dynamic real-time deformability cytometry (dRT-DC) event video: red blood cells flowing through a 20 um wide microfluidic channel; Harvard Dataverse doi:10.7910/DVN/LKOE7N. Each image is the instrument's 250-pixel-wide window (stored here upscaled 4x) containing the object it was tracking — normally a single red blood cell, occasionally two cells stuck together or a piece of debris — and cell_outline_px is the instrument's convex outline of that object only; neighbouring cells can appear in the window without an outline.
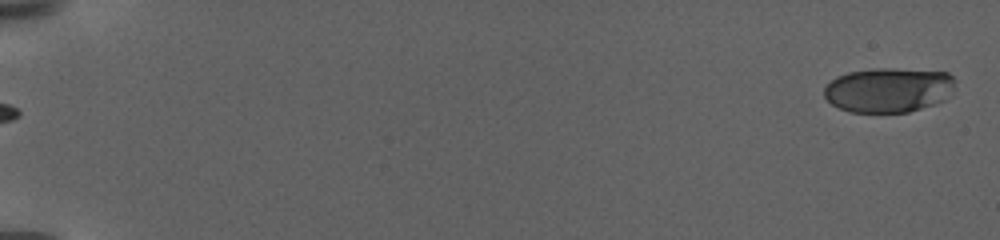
{"species": "human", "species_latin": "Homo sapiens", "temperature_condition": "warm", "stored_images_in_passage": 65, "camera_frame_rate_fps": 3000, "um_per_image_px": 0.085, "donor": {"sex": "female"}, "frame": {"image": 1, "passage_image": 1, "time_ms": 0.0, "image_size_px": [1000, 240], "cell_outline_px": [[956, 80], [952, 88], [944, 100], [908, 112], [848, 112], [832, 104], [824, 96], [824, 88], [836, 76], [848, 72], [880, 68], [888, 68], [948, 72]], "centroid_in_image_um": [75.5, 7.64], "position_along_channel_um": 9.5, "area_um2": 33.87}}
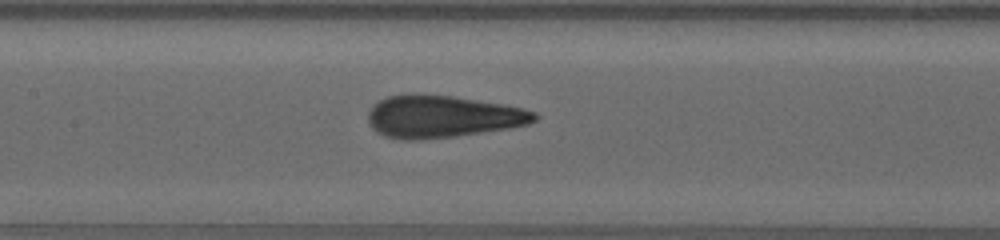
{"frame": {"image": 2, "passage_image": 34, "time_ms": 12.333, "image_size_px": [1000, 240], "cell_outline_px": [[540, 116], [536, 120], [528, 124], [512, 128], [456, 136], [424, 140], [400, 140], [384, 136], [376, 132], [372, 128], [368, 120], [368, 112], [372, 104], [388, 96], [416, 92], [424, 92], [452, 96], [504, 104], [524, 108], [536, 112]], "centroid_in_image_um": [37.59, 9.9], "position_along_channel_um": 169.8, "area_um2": 41.91}}
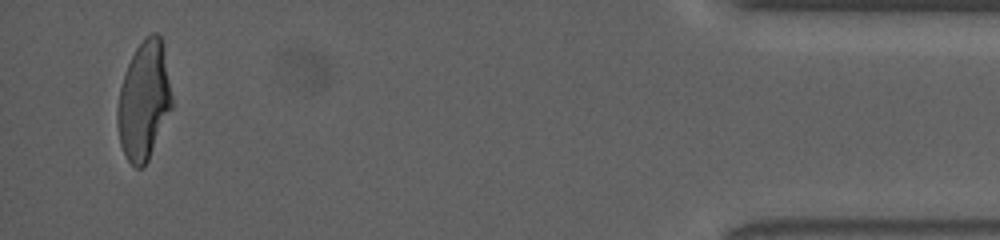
{"frame": {"image": 3, "passage_image": 64, "time_ms": 23.333, "image_size_px": [1000, 240], "cell_outline_px": [[172, 108], [148, 160], [140, 168], [136, 168], [128, 160], [120, 144], [116, 124], [116, 108], [120, 88], [124, 72], [136, 48], [152, 32], [156, 32], [160, 36], [172, 96]], "centroid_in_image_um": [12.2, 8.59], "position_along_channel_um": 423.0, "area_um2": 37.11}, "authors_computed_cell_mechanics": {"area_um2": 38.5526, "velocity_mm_per_s": 2.9048, "shape_relaxation_time_tau1_ms": 7.4782, "shape_relaxation_time_tau2_ms": 1.0605, "deformation_change_tau1": 0.2586, "deformation_change_tau2": 0.0927}}